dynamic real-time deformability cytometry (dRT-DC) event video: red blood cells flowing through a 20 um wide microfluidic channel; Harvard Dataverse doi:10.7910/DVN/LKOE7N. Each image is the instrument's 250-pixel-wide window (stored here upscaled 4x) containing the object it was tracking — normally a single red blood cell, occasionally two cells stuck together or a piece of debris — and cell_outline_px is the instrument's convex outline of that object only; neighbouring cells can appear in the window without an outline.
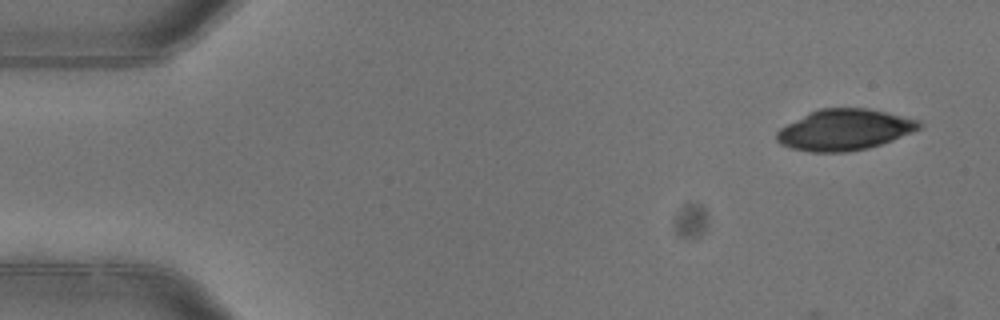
{"species": "common noctule bat (a hibernating species)", "species_latin": "Nyctalus noctula", "temperature_condition": "warm", "stored_images_in_passage": 4, "camera_frame_rate_fps": 3000, "um_per_image_px": 0.085, "animal": {"sex": "female"}, "frame": {"image": 1, "passage_image": 1, "time_ms": 0.0, "image_size_px": [1000, 320], "cell_outline_px": [[924, 124], [920, 128], [912, 132], [892, 140], [868, 148], [848, 152], [808, 152], [792, 148], [780, 144], [776, 140], [776, 132], [780, 128], [808, 112], [820, 108], [868, 108], [920, 120]], "centroid_in_image_um": [71.77, 11.03], "position_along_channel_um": 13.2, "area_um2": 34.1}}